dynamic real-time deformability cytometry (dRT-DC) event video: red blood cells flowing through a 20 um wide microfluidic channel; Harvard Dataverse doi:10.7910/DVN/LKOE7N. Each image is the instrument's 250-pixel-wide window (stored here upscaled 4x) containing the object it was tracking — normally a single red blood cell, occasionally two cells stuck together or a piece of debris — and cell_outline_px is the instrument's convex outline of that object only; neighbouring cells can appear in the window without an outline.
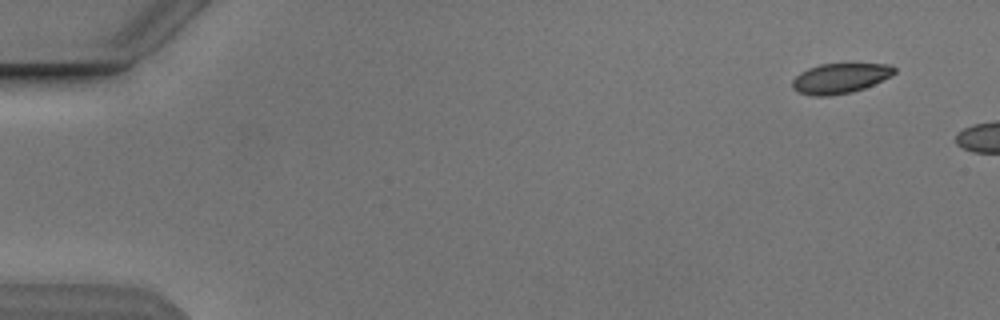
{"species": "Egyptian fruit bat (a non-hibernating species)", "species_latin": "Rousettus aegyptiacus", "temperature_condition": "cold", "stored_images_in_passage": 2, "camera_frame_rate_fps": 3000, "um_per_image_px": 0.085, "animal": {"sex": "male"}, "frame": {"image": 1, "passage_image": 1, "time_ms": 0.0, "image_size_px": [1000, 320], "cell_outline_px": [[896, 72], [892, 76], [864, 88], [852, 92], [828, 96], [812, 96], [796, 92], [792, 88], [792, 80], [800, 72], [808, 68], [820, 64], [892, 64], [896, 68]], "centroid_in_image_um": [71.4, 6.66], "position_along_channel_um": 13.6, "area_um2": 18.03}}